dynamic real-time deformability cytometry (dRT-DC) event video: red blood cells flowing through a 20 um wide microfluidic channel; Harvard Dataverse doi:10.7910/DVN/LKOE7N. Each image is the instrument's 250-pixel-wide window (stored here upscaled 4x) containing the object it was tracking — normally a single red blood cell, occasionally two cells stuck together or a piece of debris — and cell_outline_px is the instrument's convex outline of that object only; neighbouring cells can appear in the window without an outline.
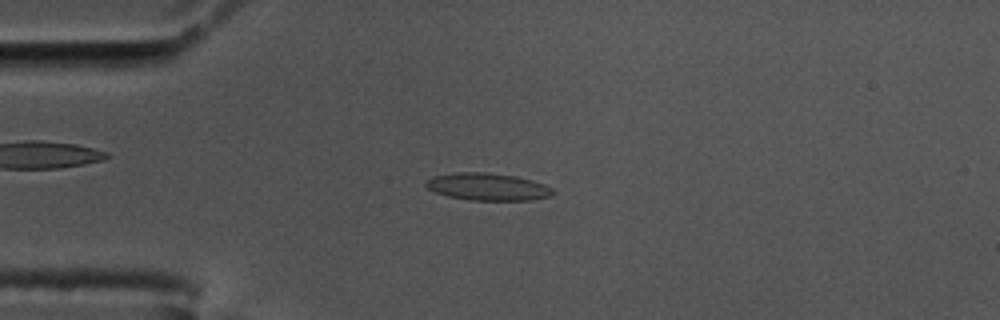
{"species": "common noctule bat (a hibernating species)", "species_latin": "Nyctalus noctula", "temperature_condition": "cold", "stored_images_in_passage": 49, "camera_frame_rate_fps": 3000, "um_per_image_px": 0.085, "animal": {"sex": "male", "body_mass_g": 17.5, "forearm_length_mm": 52.3}, "frame": {"image": 1, "passage_image": 14, "time_ms": 4.333, "image_size_px": [1000, 320], "cell_outline_px": [[556, 192], [552, 196], [532, 200], [472, 200], [448, 196], [436, 192], [428, 188], [424, 184], [432, 176], [456, 172], [488, 172], [516, 176], [532, 180], [544, 184], [552, 188]], "centroid_in_image_um": [41.49, 15.87], "position_along_channel_um": 43.5, "area_um2": 20.29}}
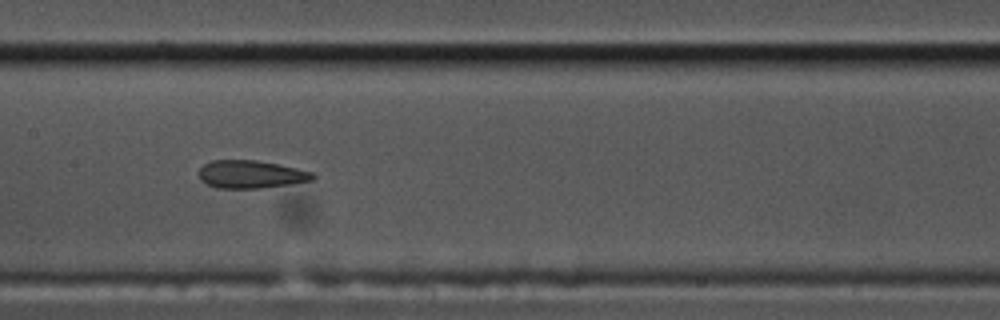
{"frame": {"image": 2, "passage_image": 28, "time_ms": 9.0, "image_size_px": [1000, 320], "cell_outline_px": [[316, 176], [312, 180], [288, 184], [260, 188], [216, 188], [200, 180], [200, 168], [204, 164], [212, 160], [256, 160], [280, 164], [312, 172]], "centroid_in_image_um": [21.32, 14.81], "position_along_channel_um": 186.1, "area_um2": 18.38}}
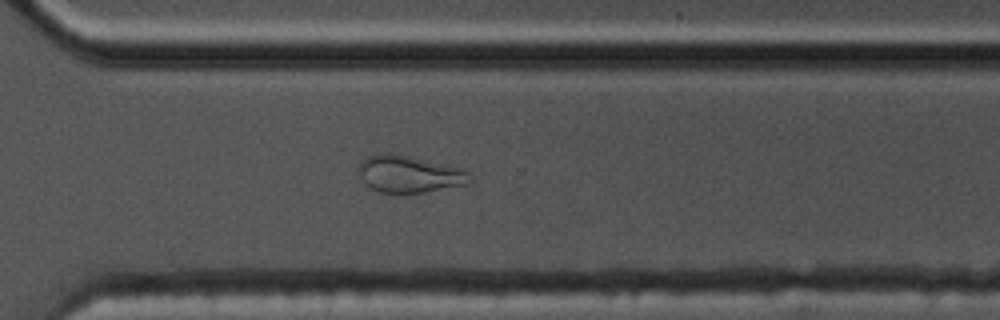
{"frame": {"image": 3, "passage_image": 41, "time_ms": 13.333, "image_size_px": [1000, 320], "cell_outline_px": [[472, 184], [400, 196], [380, 192], [364, 184], [360, 176], [360, 164], [368, 156], [384, 152], [388, 152], [408, 156], [464, 168], [468, 172], [472, 180]], "centroid_in_image_um": [34.83, 14.84], "position_along_channel_um": 335.8, "area_um2": 24.57}, "authors_computed_cell_mechanics": {"area_um2": 19.0162, "velocity_mm_per_s": 3.4611, "shape_relaxation_time_tau1_ms": null, "shape_relaxation_time_tau2_ms": 1.821, "deformation_change_tau1": null, "deformation_change_tau2": 0.0756}}